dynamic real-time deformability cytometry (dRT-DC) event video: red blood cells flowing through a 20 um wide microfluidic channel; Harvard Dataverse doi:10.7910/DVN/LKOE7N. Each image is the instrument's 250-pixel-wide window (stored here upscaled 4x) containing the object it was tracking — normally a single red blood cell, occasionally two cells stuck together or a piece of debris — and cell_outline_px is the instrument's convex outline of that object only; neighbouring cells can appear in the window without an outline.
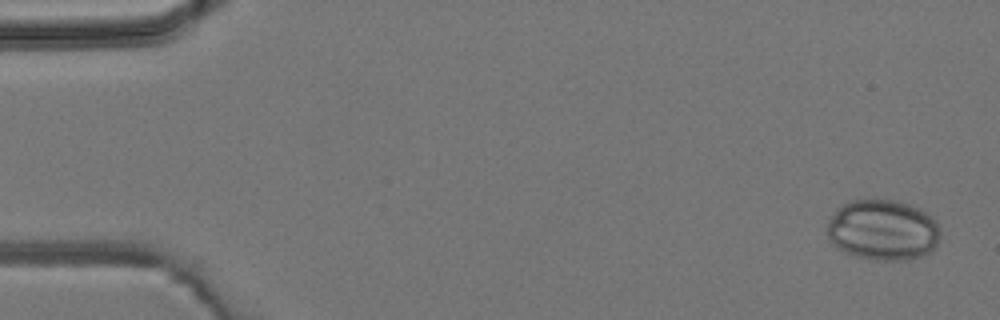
{"species": "common noctule bat (a hibernating species)", "species_latin": "Nyctalus noctula", "temperature_condition": "room temperature", "stored_images_in_passage": 7, "camera_frame_rate_fps": 3000, "um_per_image_px": 0.085, "animal": {"sex": "male", "body_mass_g": 19.2, "forearm_length_mm": 51.8}, "frame": {"image": 1, "passage_image": 1, "time_ms": 0.0, "image_size_px": [1000, 320], "cell_outline_px": [[940, 240], [936, 248], [920, 256], [904, 260], [872, 260], [856, 256], [844, 252], [832, 244], [828, 236], [828, 220], [836, 208], [852, 200], [896, 200], [920, 208], [932, 216], [936, 220], [940, 228]], "centroid_in_image_um": [75.06, 19.55], "position_along_channel_um": 9.9, "area_um2": 40.34}}